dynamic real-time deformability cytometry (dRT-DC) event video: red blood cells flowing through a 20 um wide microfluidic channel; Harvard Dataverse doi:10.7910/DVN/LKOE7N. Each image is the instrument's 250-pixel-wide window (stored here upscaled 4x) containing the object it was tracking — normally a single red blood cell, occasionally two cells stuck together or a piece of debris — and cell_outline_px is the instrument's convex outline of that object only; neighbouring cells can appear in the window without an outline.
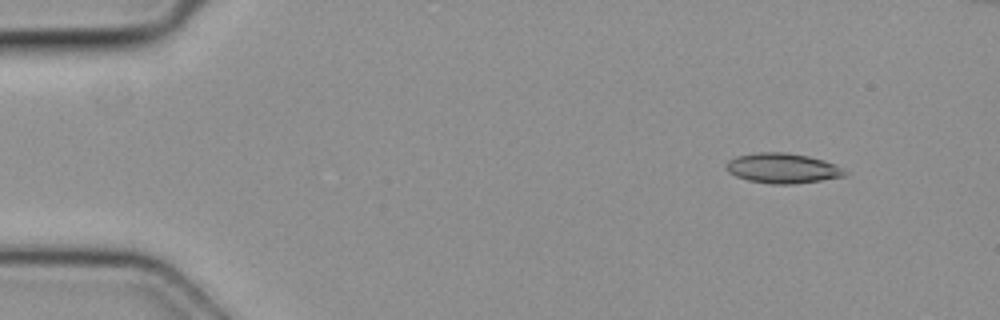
{"species": "common noctule bat (a hibernating species)", "species_latin": "Nyctalus noctula", "temperature_condition": "cold", "stored_images_in_passage": 5, "camera_frame_rate_fps": 3000, "um_per_image_px": 0.085, "animal": {"sex": "female", "body_mass_g": 19.3, "forearm_length_mm": 54.1}, "frame": {"image": 1, "passage_image": 1, "time_ms": 0.0, "image_size_px": [1000, 320], "cell_outline_px": [[848, 172], [844, 176], [820, 180], [792, 184], [772, 184], [748, 180], [736, 176], [728, 172], [724, 168], [724, 164], [728, 160], [736, 156], [760, 152], [788, 152], [808, 156], [824, 160]], "centroid_in_image_um": [66.45, 14.29], "position_along_channel_um": 18.6, "area_um2": 20.69}}